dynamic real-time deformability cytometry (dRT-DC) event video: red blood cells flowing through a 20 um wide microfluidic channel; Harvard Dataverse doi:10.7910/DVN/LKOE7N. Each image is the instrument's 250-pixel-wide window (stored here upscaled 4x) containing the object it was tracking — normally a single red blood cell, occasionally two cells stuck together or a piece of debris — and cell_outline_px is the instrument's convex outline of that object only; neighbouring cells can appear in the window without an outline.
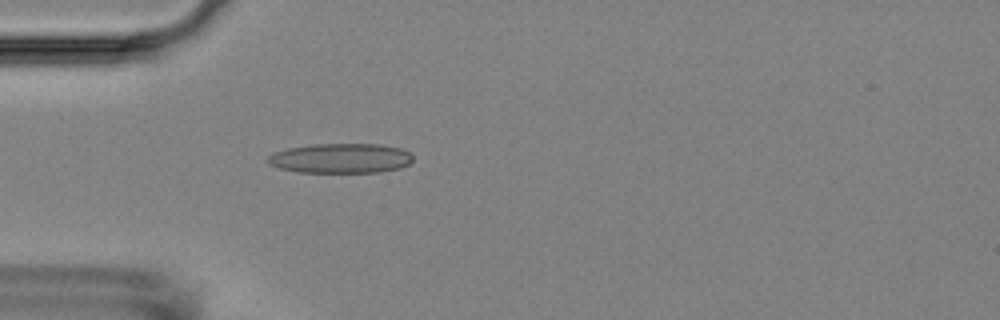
{"species": "Egyptian fruit bat (a non-hibernating species)", "species_latin": "Rousettus aegyptiacus", "temperature_condition": "room temperature", "stored_images_in_passage": 1, "camera_frame_rate_fps": 3000, "um_per_image_px": 0.085, "animal": {"sex": "female"}, "frame": {"image": 1, "passage_image": 1, "time_ms": 0.0, "image_size_px": [1000, 320], "cell_outline_px": [[412, 160], [408, 164], [400, 168], [380, 172], [296, 172], [280, 168], [268, 164], [264, 160], [272, 152], [288, 148], [312, 144], [380, 144], [400, 148], [408, 152], [412, 156]], "centroid_in_image_um": [28.9, 13.45], "position_along_channel_um": 56.1, "area_um2": 25.32}}